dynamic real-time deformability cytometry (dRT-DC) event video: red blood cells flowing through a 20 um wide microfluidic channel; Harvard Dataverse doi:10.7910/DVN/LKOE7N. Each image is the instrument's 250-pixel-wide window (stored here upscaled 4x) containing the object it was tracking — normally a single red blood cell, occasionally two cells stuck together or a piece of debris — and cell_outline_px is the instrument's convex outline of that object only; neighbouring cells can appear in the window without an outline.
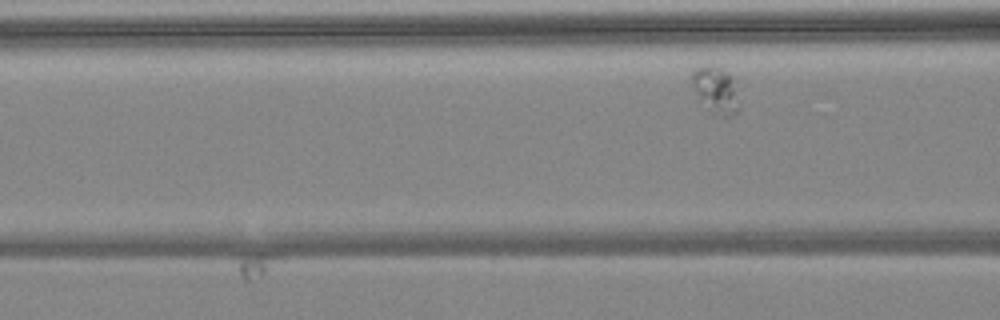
{"species": "common noctule bat (a hibernating species)", "species_latin": "Nyctalus noctula", "temperature_condition": "warm", "stored_images_in_passage": 7, "camera_frame_rate_fps": 3000, "um_per_image_px": 0.085, "animal": {"sex": "female", "body_mass_g": 24.6, "forearm_length_mm": 56.2}, "frame": {"image": 1, "passage_image": 7, "time_ms": 8.333, "image_size_px": [1000, 320], "cell_outline_px": [[740, 108], [728, 120], [712, 112], [700, 100], [692, 84], [692, 72], [696, 68], [708, 64], [712, 64], [728, 72], [732, 76], [740, 104]], "centroid_in_image_um": [60.88, 7.67], "position_along_channel_um": 105.7, "area_um2": 13.01}}